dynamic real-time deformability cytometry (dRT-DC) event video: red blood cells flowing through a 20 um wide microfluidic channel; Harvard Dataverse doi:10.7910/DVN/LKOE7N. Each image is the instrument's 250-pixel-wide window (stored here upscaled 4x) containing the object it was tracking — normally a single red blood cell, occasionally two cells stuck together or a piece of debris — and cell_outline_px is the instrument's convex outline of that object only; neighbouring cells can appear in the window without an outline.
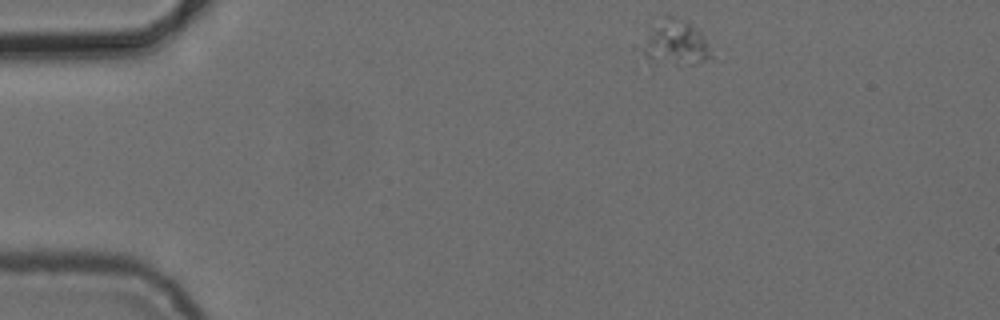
{"species": "common noctule bat (a hibernating species)", "species_latin": "Nyctalus noctula", "temperature_condition": "cold", "stored_images_in_passage": 3, "camera_frame_rate_fps": 3000, "um_per_image_px": 0.085, "animal": {"sex": "female", "body_mass_g": 24.6, "forearm_length_mm": 56.2}, "frame": {"image": 1, "passage_image": 1, "time_ms": 0.0, "image_size_px": [1000, 320], "cell_outline_px": [[712, 56], [704, 60], [692, 64], [636, 68], [632, 48], [632, 44], [664, 16], [672, 16], [692, 24], [700, 32]], "centroid_in_image_um": [56.96, 3.81], "position_along_channel_um": 28.0, "area_um2": 20.92}}